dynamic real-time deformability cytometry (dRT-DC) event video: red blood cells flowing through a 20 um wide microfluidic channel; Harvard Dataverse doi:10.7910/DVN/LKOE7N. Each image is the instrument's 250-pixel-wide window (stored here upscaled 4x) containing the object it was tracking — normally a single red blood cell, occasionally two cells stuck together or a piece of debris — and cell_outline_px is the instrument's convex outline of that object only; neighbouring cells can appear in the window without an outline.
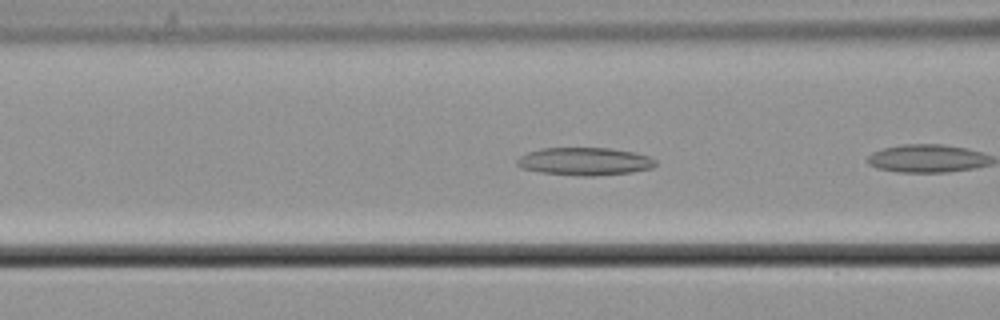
{"species": "common noctule bat (a hibernating species)", "species_latin": "Nyctalus noctula", "temperature_condition": "cold", "stored_images_in_passage": 7, "camera_frame_rate_fps": 3000, "um_per_image_px": 0.085, "animal": {"sex": "male", "body_mass_g": 21.5, "forearm_length_mm": 52.0}, "frame": {"image": 1, "passage_image": 5, "time_ms": 1.333, "image_size_px": [1000, 320], "cell_outline_px": [[656, 164], [652, 168], [632, 172], [592, 176], [580, 176], [540, 172], [520, 168], [516, 164], [516, 160], [520, 156], [528, 152], [540, 148], [612, 148], [636, 152], [648, 156], [656, 160]], "centroid_in_image_um": [49.69, 13.71], "position_along_channel_um": 116.9, "area_um2": 22.6}}